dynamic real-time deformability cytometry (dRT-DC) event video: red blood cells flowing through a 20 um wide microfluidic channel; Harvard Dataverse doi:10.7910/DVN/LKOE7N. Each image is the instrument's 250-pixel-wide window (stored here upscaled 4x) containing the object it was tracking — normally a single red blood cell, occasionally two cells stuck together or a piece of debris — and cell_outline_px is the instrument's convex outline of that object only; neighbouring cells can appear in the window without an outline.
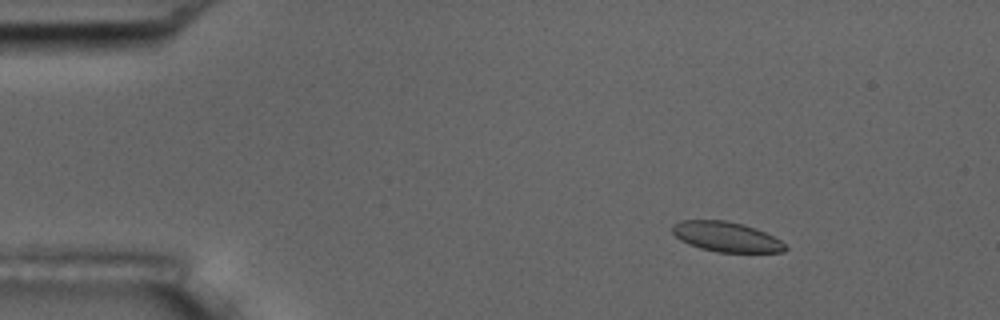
{"species": "common noctule bat (a hibernating species)", "species_latin": "Nyctalus noctula", "temperature_condition": "room temperature", "stored_images_in_passage": 4, "camera_frame_rate_fps": 3000, "um_per_image_px": 0.085, "animal": {"sex": "male", "body_mass_g": 17.5, "forearm_length_mm": 52.3}, "frame": {"image": 1, "passage_image": 2, "time_ms": 1.0, "image_size_px": [1000, 320], "cell_outline_px": [[788, 248], [784, 252], [716, 252], [700, 248], [688, 244], [680, 240], [672, 232], [672, 224], [680, 220], [724, 220], [744, 224], [756, 228], [780, 240]], "centroid_in_image_um": [61.71, 20.12], "position_along_channel_um": 23.3, "area_um2": 19.77}}